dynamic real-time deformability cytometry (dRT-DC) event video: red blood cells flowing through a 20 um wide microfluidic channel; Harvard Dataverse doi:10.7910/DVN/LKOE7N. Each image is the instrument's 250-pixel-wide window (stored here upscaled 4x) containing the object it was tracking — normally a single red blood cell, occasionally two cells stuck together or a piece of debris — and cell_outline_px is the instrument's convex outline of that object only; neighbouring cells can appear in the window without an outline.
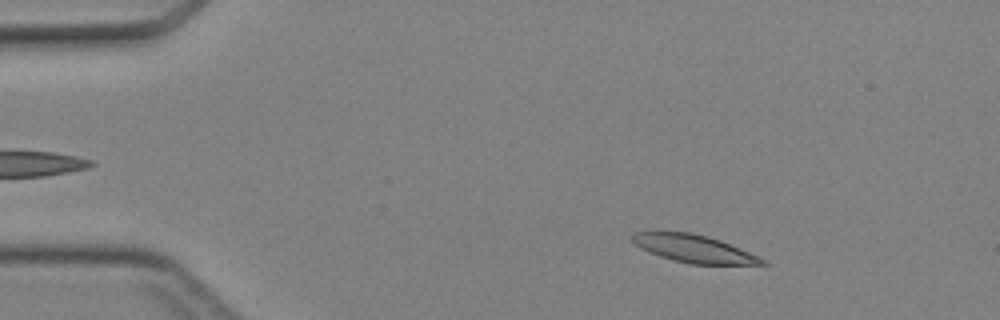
{"species": "Egyptian fruit bat (a non-hibernating species)", "species_latin": "Rousettus aegyptiacus", "temperature_condition": "cold", "stored_images_in_passage": 10, "camera_frame_rate_fps": 3000, "um_per_image_px": 0.085, "animal": {"sex": "female"}, "frame": {"image": 1, "passage_image": 6, "time_ms": 1.667, "image_size_px": [1000, 320], "cell_outline_px": [[768, 264], [692, 264], [660, 256], [640, 248], [632, 240], [632, 236], [636, 232], [692, 232], [708, 236], [720, 240], [768, 260]], "centroid_in_image_um": [59.02, 21.13], "position_along_channel_um": 26.0, "area_um2": 20.58}}